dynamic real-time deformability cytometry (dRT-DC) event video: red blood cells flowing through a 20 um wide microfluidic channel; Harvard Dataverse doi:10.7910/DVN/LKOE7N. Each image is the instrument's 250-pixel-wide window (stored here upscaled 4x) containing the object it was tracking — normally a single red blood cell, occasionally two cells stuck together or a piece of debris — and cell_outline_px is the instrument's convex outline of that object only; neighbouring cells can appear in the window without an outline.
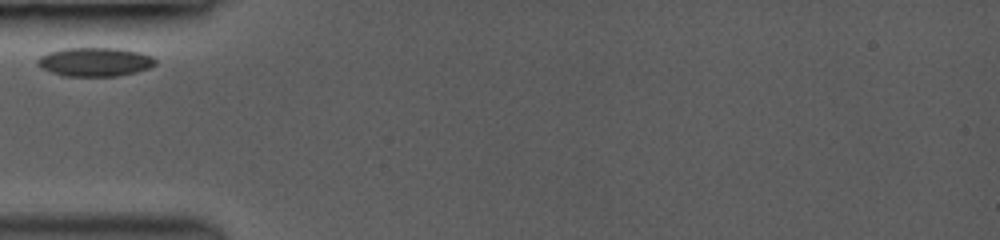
{"species": "common noctule bat (a hibernating species)", "species_latin": "Nyctalus noctula", "temperature_condition": "room temperature", "stored_images_in_passage": 3, "camera_frame_rate_fps": 3000, "um_per_image_px": 0.085, "animal": {"sex": "female", "body_mass_g": 19.0, "forearm_length_mm": 53.3}, "frame": {"image": 1, "passage_image": 1, "time_ms": 0.0, "image_size_px": [1000, 240], "cell_outline_px": [[156, 64], [148, 68], [136, 72], [116, 76], [64, 76], [40, 68], [36, 64], [36, 60], [40, 56], [48, 52], [64, 48], [120, 48], [140, 52], [152, 56], [156, 60]], "centroid_in_image_um": [8.05, 5.25], "position_along_channel_um": 76.9, "area_um2": 19.94}}